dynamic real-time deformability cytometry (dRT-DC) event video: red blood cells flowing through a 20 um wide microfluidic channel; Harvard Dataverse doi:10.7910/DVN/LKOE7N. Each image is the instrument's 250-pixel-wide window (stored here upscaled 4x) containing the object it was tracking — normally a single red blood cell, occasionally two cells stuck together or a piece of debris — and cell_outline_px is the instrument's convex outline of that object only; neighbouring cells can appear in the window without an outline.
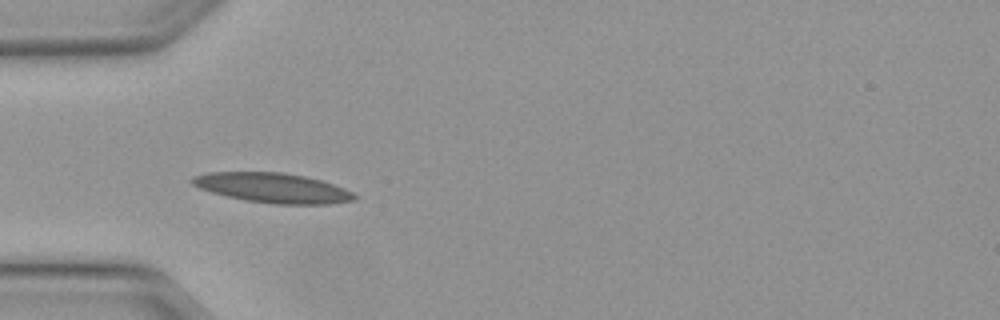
{"species": "Egyptian fruit bat (a non-hibernating species)", "species_latin": "Rousettus aegyptiacus", "temperature_condition": "warm", "stored_images_in_passage": 11, "camera_frame_rate_fps": 3000, "um_per_image_px": 0.085, "animal": {"sex": "female"}, "frame": {"image": 1, "passage_image": 4, "time_ms": 1.0, "image_size_px": [1000, 320], "cell_outline_px": [[356, 200], [328, 204], [276, 204], [244, 200], [212, 192], [200, 188], [192, 184], [188, 180], [192, 176], [208, 172], [284, 172], [304, 176], [320, 180], [344, 188], [352, 192], [356, 196]], "centroid_in_image_um": [23.16, 15.96], "position_along_channel_um": 61.8, "area_um2": 28.09}}
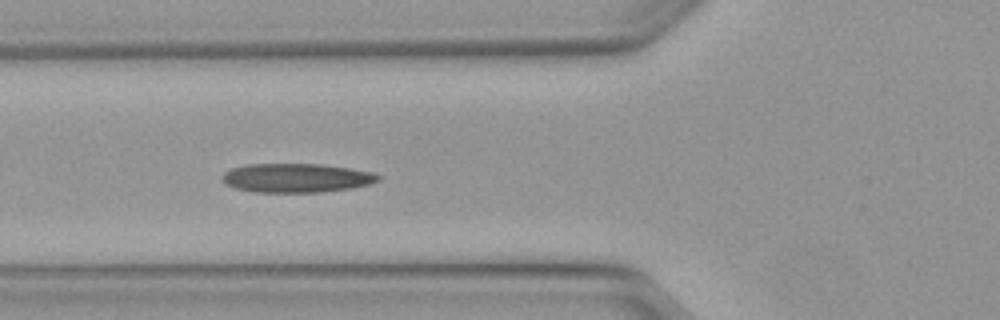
{"frame": {"image": 2, "passage_image": 7, "time_ms": 2.0, "image_size_px": [1000, 320], "cell_outline_px": [[380, 180], [368, 184], [352, 188], [320, 192], [252, 192], [236, 188], [228, 184], [224, 180], [224, 172], [232, 168], [244, 164], [320, 164], [348, 168], [372, 172], [380, 176]], "centroid_in_image_um": [25.2, 15.12], "position_along_channel_um": 100.6, "area_um2": 26.13}}